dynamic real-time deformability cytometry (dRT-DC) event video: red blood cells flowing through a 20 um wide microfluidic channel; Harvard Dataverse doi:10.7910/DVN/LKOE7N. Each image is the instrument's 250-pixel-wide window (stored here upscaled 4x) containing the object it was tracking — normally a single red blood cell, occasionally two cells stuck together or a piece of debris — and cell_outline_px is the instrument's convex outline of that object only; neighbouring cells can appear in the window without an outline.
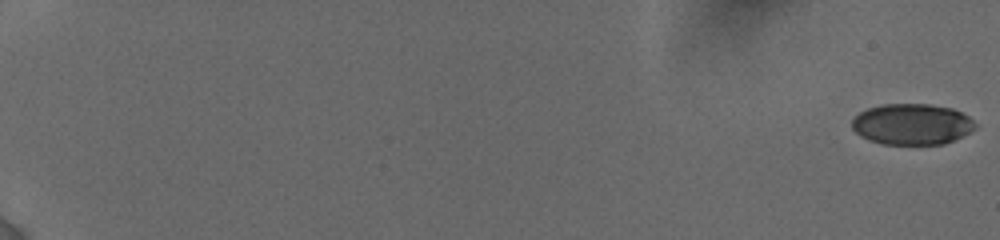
{"species": "human", "species_latin": "Homo sapiens", "temperature_condition": "cold", "stored_images_in_passage": 43, "camera_frame_rate_fps": 3000, "um_per_image_px": 0.085, "donor": {"sex": "female"}, "frame": {"image": 1, "passage_image": 1, "time_ms": 0.0, "image_size_px": [1000, 240], "cell_outline_px": [[976, 128], [972, 132], [944, 144], [884, 144], [868, 140], [860, 136], [852, 128], [852, 120], [860, 112], [868, 108], [884, 104], [928, 104], [952, 108], [968, 116], [976, 124]], "centroid_in_image_um": [77.53, 10.56], "position_along_channel_um": 7.5, "area_um2": 29.48}}
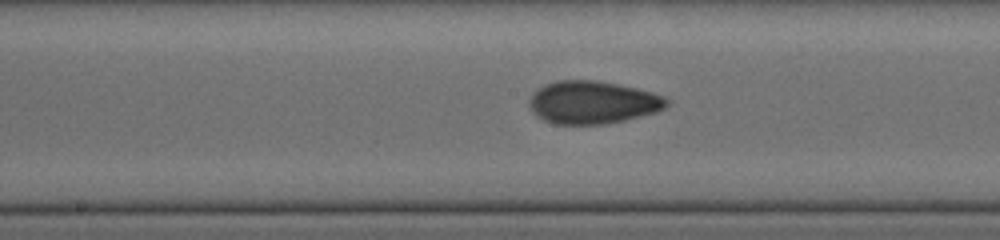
{"frame": {"image": 2, "passage_image": 30, "time_ms": 11.0, "image_size_px": [1000, 240], "cell_outline_px": [[672, 100], [664, 108], [656, 112], [624, 120], [604, 124], [556, 124], [544, 120], [536, 116], [532, 112], [528, 104], [528, 100], [532, 92], [544, 84], [556, 80], [596, 80], [636, 88], [652, 92], [664, 96]], "centroid_in_image_um": [50.35, 8.69], "position_along_channel_um": 197.9, "area_um2": 34.51}}
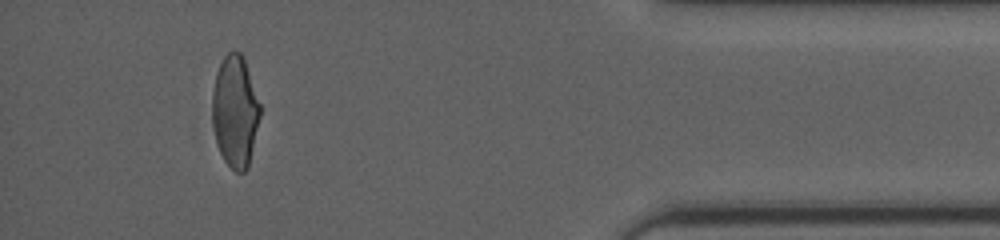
{"frame": {"image": 3, "passage_image": 42, "time_ms": 17.667, "image_size_px": [1000, 240], "cell_outline_px": [[260, 116], [248, 168], [244, 172], [236, 172], [224, 160], [220, 152], [216, 140], [212, 124], [212, 92], [216, 72], [224, 56], [228, 52], [240, 52], [244, 56], [260, 104]], "centroid_in_image_um": [19.98, 9.45], "position_along_channel_um": 415.2, "area_um2": 31.15}}